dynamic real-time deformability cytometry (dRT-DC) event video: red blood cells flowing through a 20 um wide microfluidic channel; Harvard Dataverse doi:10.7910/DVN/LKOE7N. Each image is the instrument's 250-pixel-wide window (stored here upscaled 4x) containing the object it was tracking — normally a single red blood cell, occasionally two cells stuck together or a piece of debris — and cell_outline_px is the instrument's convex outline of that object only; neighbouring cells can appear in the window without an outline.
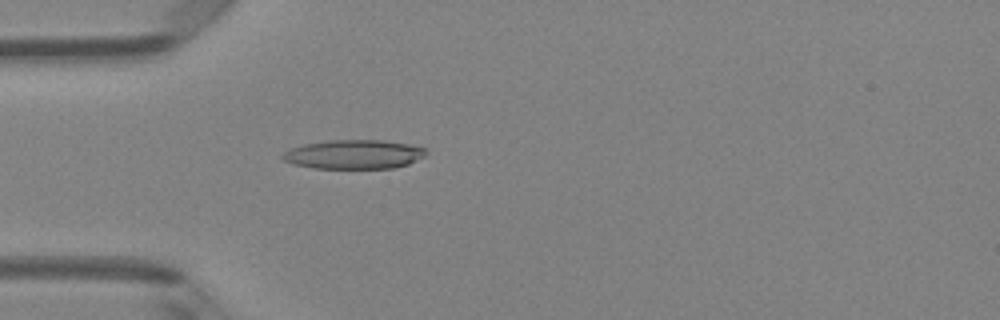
{"species": "Egyptian fruit bat (a non-hibernating species)", "species_latin": "Rousettus aegyptiacus", "temperature_condition": "room temperature", "stored_images_in_passage": 5, "camera_frame_rate_fps": 3000, "um_per_image_px": 0.085, "animal": {"sex": "female"}, "frame": {"image": 1, "passage_image": 5, "time_ms": 4.333, "image_size_px": [1000, 320], "cell_outline_px": [[428, 152], [424, 156], [408, 164], [392, 168], [316, 168], [292, 164], [284, 160], [280, 156], [284, 152], [292, 148], [304, 144], [328, 140], [384, 140], [408, 144], [428, 148]], "centroid_in_image_um": [30.1, 13.11], "position_along_channel_um": 54.9, "area_um2": 24.33}}